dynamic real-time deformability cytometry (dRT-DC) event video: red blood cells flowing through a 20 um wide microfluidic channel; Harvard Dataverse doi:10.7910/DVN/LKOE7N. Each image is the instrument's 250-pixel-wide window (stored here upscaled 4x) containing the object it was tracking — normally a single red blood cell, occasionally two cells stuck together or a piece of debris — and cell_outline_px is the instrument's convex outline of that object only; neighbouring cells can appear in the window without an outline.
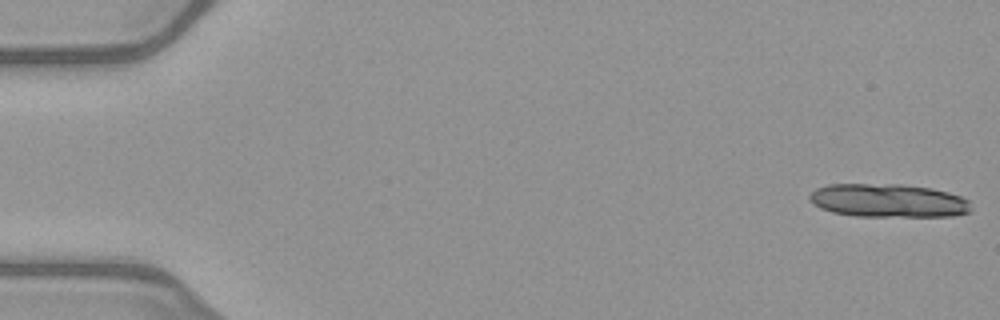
{"species": "common noctule bat (a hibernating species)", "species_latin": "Nyctalus noctula", "temperature_condition": "warm", "stored_images_in_passage": 14, "camera_frame_rate_fps": 3000, "um_per_image_px": 0.085, "animal": {"sex": "female", "body_mass_g": 21.9}, "frame": {"image": 1, "passage_image": 1, "time_ms": 0.0, "image_size_px": [1000, 320], "cell_outline_px": [[972, 208], [968, 212], [952, 216], [856, 216], [832, 212], [820, 208], [812, 204], [808, 200], [808, 196], [816, 188], [828, 184], [900, 184], [932, 188], [948, 192], [960, 196], [968, 200]], "centroid_in_image_um": [75.47, 17.04], "position_along_channel_um": 9.5, "area_um2": 31.62}}